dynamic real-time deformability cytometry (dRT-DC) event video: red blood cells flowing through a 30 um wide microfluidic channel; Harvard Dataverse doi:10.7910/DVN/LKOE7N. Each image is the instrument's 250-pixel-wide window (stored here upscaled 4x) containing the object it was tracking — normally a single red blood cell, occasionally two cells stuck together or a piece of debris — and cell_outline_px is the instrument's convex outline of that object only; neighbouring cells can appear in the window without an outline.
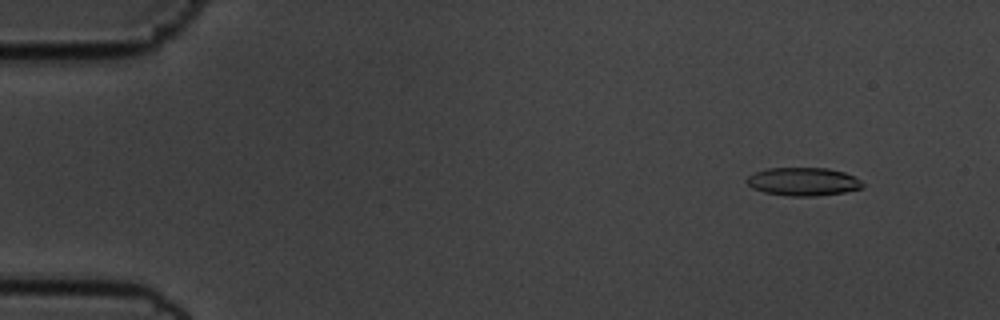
{"species": "common noctule bat (a hibernating species)", "species_latin": "Nyctalus noctula", "temperature_condition": "cold", "stored_images_in_passage": 56, "camera_frame_rate_fps": 3000, "um_per_image_px": 0.085, "animal": {"sex": "male", "body_mass_g": 19.5, "forearm_length_mm": 54.6}, "frame": {"image": 1, "passage_image": 6, "time_ms": 1.667, "image_size_px": [1000, 320], "cell_outline_px": [[864, 184], [860, 188], [844, 192], [816, 196], [788, 196], [764, 192], [752, 188], [744, 180], [748, 176], [756, 172], [768, 168], [828, 168], [844, 172], [860, 180]], "centroid_in_image_um": [68.24, 15.44], "position_along_channel_um": 16.8, "area_um2": 18.96}}
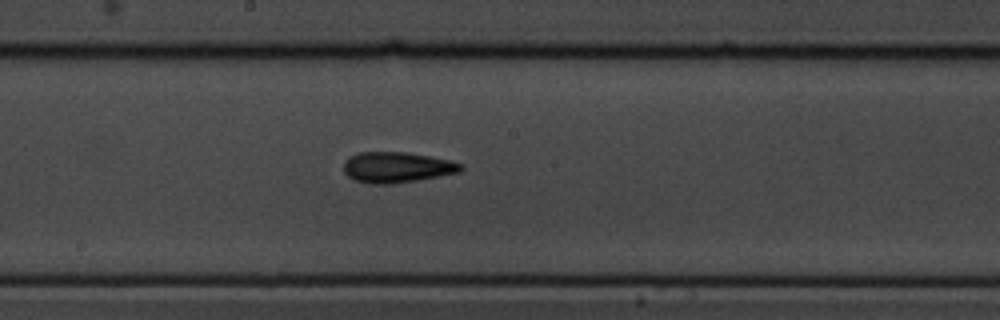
{"frame": {"image": 2, "passage_image": 31, "time_ms": 10.0, "image_size_px": [1000, 320], "cell_outline_px": [[464, 168], [460, 172], [440, 176], [392, 184], [368, 184], [356, 180], [348, 176], [344, 172], [344, 164], [348, 156], [360, 152], [408, 152], [452, 160], [460, 164]], "centroid_in_image_um": [33.74, 14.22], "position_along_channel_um": 214.5, "area_um2": 21.04}}
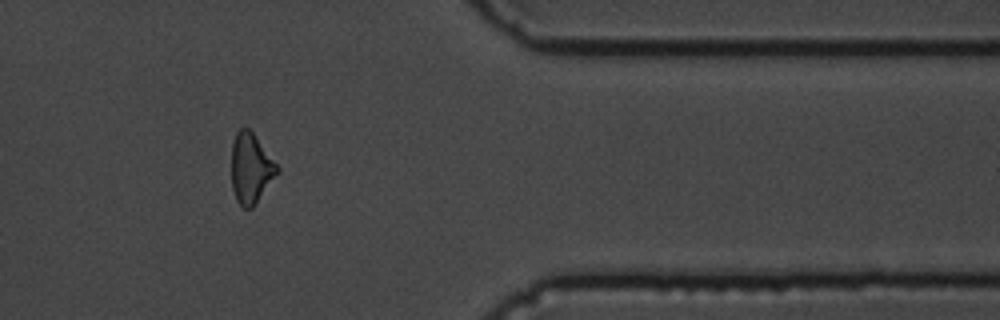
{"frame": {"image": 3, "passage_image": 47, "time_ms": 15.333, "image_size_px": [1000, 320], "cell_outline_px": [[280, 172], [252, 208], [244, 208], [236, 200], [232, 188], [232, 144], [236, 132], [240, 128], [248, 128], [252, 132], [280, 168]], "centroid_in_image_um": [21.33, 14.32], "position_along_channel_um": 390.1, "area_um2": 18.61}, "authors_computed_cell_mechanics": {"area_um2": 19.1896, "velocity_mm_per_s": 3.6344, "shape_relaxation_time_tau1_ms": null, "shape_relaxation_time_tau2_ms": 6.4667, "deformation_change_tau1": null, "deformation_change_tau2": 0.1831}}